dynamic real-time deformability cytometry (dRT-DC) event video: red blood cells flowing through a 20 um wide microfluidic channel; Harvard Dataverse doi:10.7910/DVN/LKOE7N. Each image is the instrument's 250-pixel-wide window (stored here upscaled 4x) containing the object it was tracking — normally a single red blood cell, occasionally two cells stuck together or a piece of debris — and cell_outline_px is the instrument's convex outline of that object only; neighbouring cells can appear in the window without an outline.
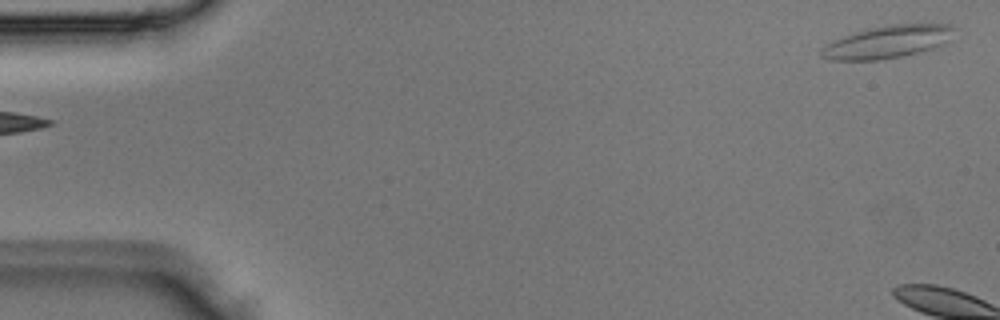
{"species": "Egyptian fruit bat (a non-hibernating species)", "species_latin": "Rousettus aegyptiacus", "temperature_condition": "room temperature", "stored_images_in_passage": 4, "segment_of_instrument_passage": [2, 2], "camera_frame_rate_fps": 3000, "um_per_image_px": 0.085, "animal": {"sex": "male"}, "frame": {"image": 1, "passage_image": 4, "time_ms": 1.0, "image_size_px": [1000, 320], "cell_outline_px": [[956, 28], [952, 40], [936, 48], [920, 52], [880, 60], [828, 60], [820, 56], [820, 48], [832, 40], [852, 32], [884, 24], [952, 24]], "centroid_in_image_um": [75.46, 3.55], "position_along_channel_um": 9.5, "area_um2": 25.89}}